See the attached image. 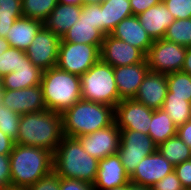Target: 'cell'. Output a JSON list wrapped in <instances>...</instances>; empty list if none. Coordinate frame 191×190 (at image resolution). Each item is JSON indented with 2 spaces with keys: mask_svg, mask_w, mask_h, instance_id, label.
I'll use <instances>...</instances> for the list:
<instances>
[{
  "mask_svg": "<svg viewBox=\"0 0 191 190\" xmlns=\"http://www.w3.org/2000/svg\"><path fill=\"white\" fill-rule=\"evenodd\" d=\"M83 4L92 3V4H101L104 0H81Z\"/></svg>",
  "mask_w": 191,
  "mask_h": 190,
  "instance_id": "681fc988",
  "label": "cell"
},
{
  "mask_svg": "<svg viewBox=\"0 0 191 190\" xmlns=\"http://www.w3.org/2000/svg\"><path fill=\"white\" fill-rule=\"evenodd\" d=\"M26 190H60V177L52 171Z\"/></svg>",
  "mask_w": 191,
  "mask_h": 190,
  "instance_id": "8d00e7d4",
  "label": "cell"
},
{
  "mask_svg": "<svg viewBox=\"0 0 191 190\" xmlns=\"http://www.w3.org/2000/svg\"><path fill=\"white\" fill-rule=\"evenodd\" d=\"M153 111L134 99H122L114 108L115 123L120 130H134L148 135Z\"/></svg>",
  "mask_w": 191,
  "mask_h": 190,
  "instance_id": "30bf717a",
  "label": "cell"
},
{
  "mask_svg": "<svg viewBox=\"0 0 191 190\" xmlns=\"http://www.w3.org/2000/svg\"><path fill=\"white\" fill-rule=\"evenodd\" d=\"M130 177L126 173L118 153L98 160V171L93 183L95 190H109L128 185Z\"/></svg>",
  "mask_w": 191,
  "mask_h": 190,
  "instance_id": "2e32d148",
  "label": "cell"
},
{
  "mask_svg": "<svg viewBox=\"0 0 191 190\" xmlns=\"http://www.w3.org/2000/svg\"><path fill=\"white\" fill-rule=\"evenodd\" d=\"M56 5L57 0H22V15L44 22Z\"/></svg>",
  "mask_w": 191,
  "mask_h": 190,
  "instance_id": "1f68e13d",
  "label": "cell"
},
{
  "mask_svg": "<svg viewBox=\"0 0 191 190\" xmlns=\"http://www.w3.org/2000/svg\"><path fill=\"white\" fill-rule=\"evenodd\" d=\"M174 171L185 190H191V159L174 166Z\"/></svg>",
  "mask_w": 191,
  "mask_h": 190,
  "instance_id": "f35d334b",
  "label": "cell"
},
{
  "mask_svg": "<svg viewBox=\"0 0 191 190\" xmlns=\"http://www.w3.org/2000/svg\"><path fill=\"white\" fill-rule=\"evenodd\" d=\"M40 85L48 110L62 114L81 99L80 76L57 66L43 71Z\"/></svg>",
  "mask_w": 191,
  "mask_h": 190,
  "instance_id": "5b68a950",
  "label": "cell"
},
{
  "mask_svg": "<svg viewBox=\"0 0 191 190\" xmlns=\"http://www.w3.org/2000/svg\"><path fill=\"white\" fill-rule=\"evenodd\" d=\"M60 190H95L93 184L70 178L60 177Z\"/></svg>",
  "mask_w": 191,
  "mask_h": 190,
  "instance_id": "60d3db41",
  "label": "cell"
},
{
  "mask_svg": "<svg viewBox=\"0 0 191 190\" xmlns=\"http://www.w3.org/2000/svg\"><path fill=\"white\" fill-rule=\"evenodd\" d=\"M0 99L5 107L19 115L47 109L41 85L18 90L2 89Z\"/></svg>",
  "mask_w": 191,
  "mask_h": 190,
  "instance_id": "4fadbf2b",
  "label": "cell"
},
{
  "mask_svg": "<svg viewBox=\"0 0 191 190\" xmlns=\"http://www.w3.org/2000/svg\"><path fill=\"white\" fill-rule=\"evenodd\" d=\"M110 35L140 49L145 55L153 44V40L142 27L138 17L133 15L118 23Z\"/></svg>",
  "mask_w": 191,
  "mask_h": 190,
  "instance_id": "d6986e66",
  "label": "cell"
},
{
  "mask_svg": "<svg viewBox=\"0 0 191 190\" xmlns=\"http://www.w3.org/2000/svg\"><path fill=\"white\" fill-rule=\"evenodd\" d=\"M25 51L15 47H9L0 55V78L10 74L14 68H18L22 63V55Z\"/></svg>",
  "mask_w": 191,
  "mask_h": 190,
  "instance_id": "836d02e7",
  "label": "cell"
},
{
  "mask_svg": "<svg viewBox=\"0 0 191 190\" xmlns=\"http://www.w3.org/2000/svg\"><path fill=\"white\" fill-rule=\"evenodd\" d=\"M80 14L81 5L57 3L56 7L44 21V26L62 38L69 28L77 22Z\"/></svg>",
  "mask_w": 191,
  "mask_h": 190,
  "instance_id": "603a6c76",
  "label": "cell"
},
{
  "mask_svg": "<svg viewBox=\"0 0 191 190\" xmlns=\"http://www.w3.org/2000/svg\"><path fill=\"white\" fill-rule=\"evenodd\" d=\"M101 46L60 42L56 66L66 72L81 76L101 59Z\"/></svg>",
  "mask_w": 191,
  "mask_h": 190,
  "instance_id": "52a82bcc",
  "label": "cell"
},
{
  "mask_svg": "<svg viewBox=\"0 0 191 190\" xmlns=\"http://www.w3.org/2000/svg\"><path fill=\"white\" fill-rule=\"evenodd\" d=\"M57 3L60 4H69V5H82L81 0H57Z\"/></svg>",
  "mask_w": 191,
  "mask_h": 190,
  "instance_id": "c3c4849f",
  "label": "cell"
},
{
  "mask_svg": "<svg viewBox=\"0 0 191 190\" xmlns=\"http://www.w3.org/2000/svg\"><path fill=\"white\" fill-rule=\"evenodd\" d=\"M81 12L88 20H90L94 27L103 33V23L101 17V5L86 3L81 5Z\"/></svg>",
  "mask_w": 191,
  "mask_h": 190,
  "instance_id": "d590c367",
  "label": "cell"
},
{
  "mask_svg": "<svg viewBox=\"0 0 191 190\" xmlns=\"http://www.w3.org/2000/svg\"><path fill=\"white\" fill-rule=\"evenodd\" d=\"M63 137L62 114L46 109L21 115L15 143L54 153Z\"/></svg>",
  "mask_w": 191,
  "mask_h": 190,
  "instance_id": "7a4b0ae2",
  "label": "cell"
},
{
  "mask_svg": "<svg viewBox=\"0 0 191 190\" xmlns=\"http://www.w3.org/2000/svg\"><path fill=\"white\" fill-rule=\"evenodd\" d=\"M187 47L163 39L153 41L146 54L150 71L169 74L182 70Z\"/></svg>",
  "mask_w": 191,
  "mask_h": 190,
  "instance_id": "9c48e42d",
  "label": "cell"
},
{
  "mask_svg": "<svg viewBox=\"0 0 191 190\" xmlns=\"http://www.w3.org/2000/svg\"><path fill=\"white\" fill-rule=\"evenodd\" d=\"M81 12L77 22L62 36L60 42L102 45L104 34Z\"/></svg>",
  "mask_w": 191,
  "mask_h": 190,
  "instance_id": "cb8c5ba5",
  "label": "cell"
},
{
  "mask_svg": "<svg viewBox=\"0 0 191 190\" xmlns=\"http://www.w3.org/2000/svg\"><path fill=\"white\" fill-rule=\"evenodd\" d=\"M61 38L43 26L35 35L25 53L30 61L42 71L57 65Z\"/></svg>",
  "mask_w": 191,
  "mask_h": 190,
  "instance_id": "8fae6325",
  "label": "cell"
},
{
  "mask_svg": "<svg viewBox=\"0 0 191 190\" xmlns=\"http://www.w3.org/2000/svg\"><path fill=\"white\" fill-rule=\"evenodd\" d=\"M22 16V0H0V37L6 38L12 24Z\"/></svg>",
  "mask_w": 191,
  "mask_h": 190,
  "instance_id": "f546056e",
  "label": "cell"
},
{
  "mask_svg": "<svg viewBox=\"0 0 191 190\" xmlns=\"http://www.w3.org/2000/svg\"><path fill=\"white\" fill-rule=\"evenodd\" d=\"M53 171L62 178L93 184L98 171V159L90 156L75 137L65 136L53 153Z\"/></svg>",
  "mask_w": 191,
  "mask_h": 190,
  "instance_id": "3957f363",
  "label": "cell"
},
{
  "mask_svg": "<svg viewBox=\"0 0 191 190\" xmlns=\"http://www.w3.org/2000/svg\"><path fill=\"white\" fill-rule=\"evenodd\" d=\"M164 39L184 47H191V18L175 19L168 26Z\"/></svg>",
  "mask_w": 191,
  "mask_h": 190,
  "instance_id": "4dcf8cb0",
  "label": "cell"
},
{
  "mask_svg": "<svg viewBox=\"0 0 191 190\" xmlns=\"http://www.w3.org/2000/svg\"><path fill=\"white\" fill-rule=\"evenodd\" d=\"M174 171V165L169 163L158 150L146 156L137 165L136 170L130 176L131 184L152 187L156 182Z\"/></svg>",
  "mask_w": 191,
  "mask_h": 190,
  "instance_id": "9a60e30c",
  "label": "cell"
},
{
  "mask_svg": "<svg viewBox=\"0 0 191 190\" xmlns=\"http://www.w3.org/2000/svg\"><path fill=\"white\" fill-rule=\"evenodd\" d=\"M157 150L174 166L191 159V148L178 135L158 145Z\"/></svg>",
  "mask_w": 191,
  "mask_h": 190,
  "instance_id": "4316f807",
  "label": "cell"
},
{
  "mask_svg": "<svg viewBox=\"0 0 191 190\" xmlns=\"http://www.w3.org/2000/svg\"><path fill=\"white\" fill-rule=\"evenodd\" d=\"M151 190H185L182 185L181 181L177 177L175 171H172L168 175H166L163 179L156 182L152 187Z\"/></svg>",
  "mask_w": 191,
  "mask_h": 190,
  "instance_id": "74e56055",
  "label": "cell"
},
{
  "mask_svg": "<svg viewBox=\"0 0 191 190\" xmlns=\"http://www.w3.org/2000/svg\"><path fill=\"white\" fill-rule=\"evenodd\" d=\"M100 5L104 35L110 34L124 18L133 15L129 0H104Z\"/></svg>",
  "mask_w": 191,
  "mask_h": 190,
  "instance_id": "d4e9b609",
  "label": "cell"
},
{
  "mask_svg": "<svg viewBox=\"0 0 191 190\" xmlns=\"http://www.w3.org/2000/svg\"><path fill=\"white\" fill-rule=\"evenodd\" d=\"M76 138L90 156L100 160L118 152L120 129L114 122L104 129Z\"/></svg>",
  "mask_w": 191,
  "mask_h": 190,
  "instance_id": "7c38bea8",
  "label": "cell"
},
{
  "mask_svg": "<svg viewBox=\"0 0 191 190\" xmlns=\"http://www.w3.org/2000/svg\"><path fill=\"white\" fill-rule=\"evenodd\" d=\"M167 0H159L160 3H165Z\"/></svg>",
  "mask_w": 191,
  "mask_h": 190,
  "instance_id": "816d5d0a",
  "label": "cell"
},
{
  "mask_svg": "<svg viewBox=\"0 0 191 190\" xmlns=\"http://www.w3.org/2000/svg\"><path fill=\"white\" fill-rule=\"evenodd\" d=\"M114 122V107L84 99L62 113L63 134L68 137L91 134Z\"/></svg>",
  "mask_w": 191,
  "mask_h": 190,
  "instance_id": "277c9868",
  "label": "cell"
},
{
  "mask_svg": "<svg viewBox=\"0 0 191 190\" xmlns=\"http://www.w3.org/2000/svg\"><path fill=\"white\" fill-rule=\"evenodd\" d=\"M177 135L191 148V119L177 127Z\"/></svg>",
  "mask_w": 191,
  "mask_h": 190,
  "instance_id": "7bdbcfd3",
  "label": "cell"
},
{
  "mask_svg": "<svg viewBox=\"0 0 191 190\" xmlns=\"http://www.w3.org/2000/svg\"><path fill=\"white\" fill-rule=\"evenodd\" d=\"M148 135L158 146L177 135V126L163 109H156L152 114Z\"/></svg>",
  "mask_w": 191,
  "mask_h": 190,
  "instance_id": "484cf974",
  "label": "cell"
},
{
  "mask_svg": "<svg viewBox=\"0 0 191 190\" xmlns=\"http://www.w3.org/2000/svg\"><path fill=\"white\" fill-rule=\"evenodd\" d=\"M11 189L10 187V157L0 155V190Z\"/></svg>",
  "mask_w": 191,
  "mask_h": 190,
  "instance_id": "ab89813d",
  "label": "cell"
},
{
  "mask_svg": "<svg viewBox=\"0 0 191 190\" xmlns=\"http://www.w3.org/2000/svg\"><path fill=\"white\" fill-rule=\"evenodd\" d=\"M1 91H2V85H1V78H0V94H1Z\"/></svg>",
  "mask_w": 191,
  "mask_h": 190,
  "instance_id": "f907efd6",
  "label": "cell"
},
{
  "mask_svg": "<svg viewBox=\"0 0 191 190\" xmlns=\"http://www.w3.org/2000/svg\"><path fill=\"white\" fill-rule=\"evenodd\" d=\"M42 74L43 71L36 67L24 53L20 66L1 78L2 89L18 90L40 85Z\"/></svg>",
  "mask_w": 191,
  "mask_h": 190,
  "instance_id": "ffe728a7",
  "label": "cell"
},
{
  "mask_svg": "<svg viewBox=\"0 0 191 190\" xmlns=\"http://www.w3.org/2000/svg\"><path fill=\"white\" fill-rule=\"evenodd\" d=\"M148 72L147 62L114 67V78L119 97L121 99H133Z\"/></svg>",
  "mask_w": 191,
  "mask_h": 190,
  "instance_id": "ac0fdd59",
  "label": "cell"
},
{
  "mask_svg": "<svg viewBox=\"0 0 191 190\" xmlns=\"http://www.w3.org/2000/svg\"><path fill=\"white\" fill-rule=\"evenodd\" d=\"M164 5L174 19L191 18V0H167Z\"/></svg>",
  "mask_w": 191,
  "mask_h": 190,
  "instance_id": "e575fe53",
  "label": "cell"
},
{
  "mask_svg": "<svg viewBox=\"0 0 191 190\" xmlns=\"http://www.w3.org/2000/svg\"><path fill=\"white\" fill-rule=\"evenodd\" d=\"M181 71L191 75V47H187V52Z\"/></svg>",
  "mask_w": 191,
  "mask_h": 190,
  "instance_id": "f6af8a7d",
  "label": "cell"
},
{
  "mask_svg": "<svg viewBox=\"0 0 191 190\" xmlns=\"http://www.w3.org/2000/svg\"><path fill=\"white\" fill-rule=\"evenodd\" d=\"M109 190H151V188L129 183L128 185H123L121 187H116Z\"/></svg>",
  "mask_w": 191,
  "mask_h": 190,
  "instance_id": "bcb514c9",
  "label": "cell"
},
{
  "mask_svg": "<svg viewBox=\"0 0 191 190\" xmlns=\"http://www.w3.org/2000/svg\"><path fill=\"white\" fill-rule=\"evenodd\" d=\"M43 26V21L22 16L12 24L5 39L9 42L10 47L26 51Z\"/></svg>",
  "mask_w": 191,
  "mask_h": 190,
  "instance_id": "7402d4cb",
  "label": "cell"
},
{
  "mask_svg": "<svg viewBox=\"0 0 191 190\" xmlns=\"http://www.w3.org/2000/svg\"><path fill=\"white\" fill-rule=\"evenodd\" d=\"M100 57L104 63L113 68L147 62L146 55L138 48L107 34L100 49Z\"/></svg>",
  "mask_w": 191,
  "mask_h": 190,
  "instance_id": "5bb4252c",
  "label": "cell"
},
{
  "mask_svg": "<svg viewBox=\"0 0 191 190\" xmlns=\"http://www.w3.org/2000/svg\"><path fill=\"white\" fill-rule=\"evenodd\" d=\"M157 150L152 138L134 130H120L118 155L129 177L136 170L137 165L146 156Z\"/></svg>",
  "mask_w": 191,
  "mask_h": 190,
  "instance_id": "ba28073f",
  "label": "cell"
},
{
  "mask_svg": "<svg viewBox=\"0 0 191 190\" xmlns=\"http://www.w3.org/2000/svg\"><path fill=\"white\" fill-rule=\"evenodd\" d=\"M10 157V187L26 190L53 171V152L48 149L14 144Z\"/></svg>",
  "mask_w": 191,
  "mask_h": 190,
  "instance_id": "6da1fadb",
  "label": "cell"
},
{
  "mask_svg": "<svg viewBox=\"0 0 191 190\" xmlns=\"http://www.w3.org/2000/svg\"><path fill=\"white\" fill-rule=\"evenodd\" d=\"M133 16L143 13L150 7L159 4V0H129Z\"/></svg>",
  "mask_w": 191,
  "mask_h": 190,
  "instance_id": "b9f144b4",
  "label": "cell"
},
{
  "mask_svg": "<svg viewBox=\"0 0 191 190\" xmlns=\"http://www.w3.org/2000/svg\"><path fill=\"white\" fill-rule=\"evenodd\" d=\"M162 109L177 127L191 119V102L186 98L166 97Z\"/></svg>",
  "mask_w": 191,
  "mask_h": 190,
  "instance_id": "83f0119b",
  "label": "cell"
},
{
  "mask_svg": "<svg viewBox=\"0 0 191 190\" xmlns=\"http://www.w3.org/2000/svg\"><path fill=\"white\" fill-rule=\"evenodd\" d=\"M81 99L114 107L119 97L114 68L101 59L80 76Z\"/></svg>",
  "mask_w": 191,
  "mask_h": 190,
  "instance_id": "8992f818",
  "label": "cell"
},
{
  "mask_svg": "<svg viewBox=\"0 0 191 190\" xmlns=\"http://www.w3.org/2000/svg\"><path fill=\"white\" fill-rule=\"evenodd\" d=\"M168 91L166 74L150 71L144 77L135 97L137 102L151 109H162Z\"/></svg>",
  "mask_w": 191,
  "mask_h": 190,
  "instance_id": "e0dca14e",
  "label": "cell"
},
{
  "mask_svg": "<svg viewBox=\"0 0 191 190\" xmlns=\"http://www.w3.org/2000/svg\"><path fill=\"white\" fill-rule=\"evenodd\" d=\"M15 141L0 130V155H10Z\"/></svg>",
  "mask_w": 191,
  "mask_h": 190,
  "instance_id": "ee69618b",
  "label": "cell"
},
{
  "mask_svg": "<svg viewBox=\"0 0 191 190\" xmlns=\"http://www.w3.org/2000/svg\"><path fill=\"white\" fill-rule=\"evenodd\" d=\"M168 91L166 97L186 98L191 102V75L182 71L166 74Z\"/></svg>",
  "mask_w": 191,
  "mask_h": 190,
  "instance_id": "f1b7e54d",
  "label": "cell"
},
{
  "mask_svg": "<svg viewBox=\"0 0 191 190\" xmlns=\"http://www.w3.org/2000/svg\"><path fill=\"white\" fill-rule=\"evenodd\" d=\"M10 47L9 42L5 39L0 37V55L5 52Z\"/></svg>",
  "mask_w": 191,
  "mask_h": 190,
  "instance_id": "7dc6e473",
  "label": "cell"
},
{
  "mask_svg": "<svg viewBox=\"0 0 191 190\" xmlns=\"http://www.w3.org/2000/svg\"><path fill=\"white\" fill-rule=\"evenodd\" d=\"M21 115L5 107L0 99V130L8 137L17 140Z\"/></svg>",
  "mask_w": 191,
  "mask_h": 190,
  "instance_id": "d6a6232c",
  "label": "cell"
},
{
  "mask_svg": "<svg viewBox=\"0 0 191 190\" xmlns=\"http://www.w3.org/2000/svg\"><path fill=\"white\" fill-rule=\"evenodd\" d=\"M137 17L153 41L163 39L168 26L175 20L164 3L148 8Z\"/></svg>",
  "mask_w": 191,
  "mask_h": 190,
  "instance_id": "44dd1931",
  "label": "cell"
}]
</instances>
